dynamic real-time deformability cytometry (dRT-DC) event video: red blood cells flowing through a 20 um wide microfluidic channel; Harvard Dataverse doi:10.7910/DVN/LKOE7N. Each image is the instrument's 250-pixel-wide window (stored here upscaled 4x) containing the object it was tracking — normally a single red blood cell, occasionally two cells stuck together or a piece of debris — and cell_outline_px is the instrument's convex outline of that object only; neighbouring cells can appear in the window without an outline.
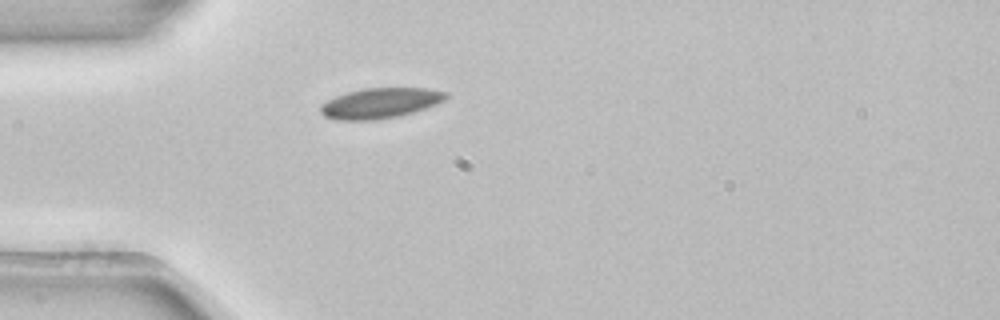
{"species": "common noctule bat (a hibernating species)", "species_latin": "Nyctalus noctula", "temperature_condition": "room temperature", "stored_images_in_passage": 1, "camera_frame_rate_fps": 3000, "um_per_image_px": 0.085, "animal": {"sex": "female", "body_mass_g": 22.7, "forearm_length_mm": 54.2}, "frame": {"image": 1, "passage_image": 1, "time_ms": 0.0, "image_size_px": [1000, 320], "cell_outline_px": [[448, 96], [444, 100], [436, 104], [412, 112], [396, 116], [376, 120], [336, 120], [324, 116], [320, 112], [320, 104], [336, 96], [348, 92], [364, 88], [428, 88], [448, 92]], "centroid_in_image_um": [32.3, 8.76], "position_along_channel_um": 52.7, "area_um2": 22.08}}